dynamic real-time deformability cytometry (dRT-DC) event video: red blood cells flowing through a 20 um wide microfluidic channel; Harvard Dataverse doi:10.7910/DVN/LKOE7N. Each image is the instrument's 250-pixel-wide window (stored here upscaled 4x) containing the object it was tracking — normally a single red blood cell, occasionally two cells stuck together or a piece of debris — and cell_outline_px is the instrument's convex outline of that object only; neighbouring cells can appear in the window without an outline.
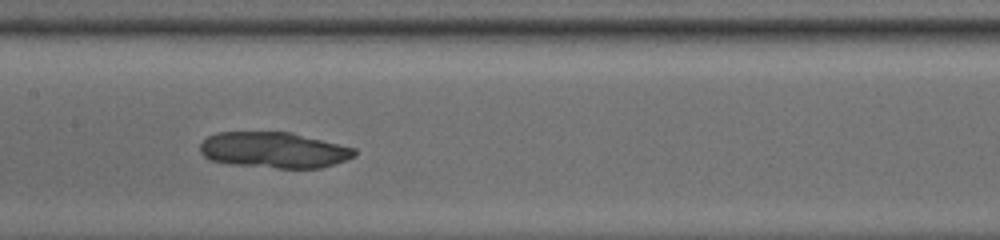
{"species": "common noctule bat (a hibernating species)", "species_latin": "Nyctalus noctula", "temperature_condition": "room temperature", "stored_images_in_passage": 32, "camera_frame_rate_fps": 3000, "um_per_image_px": 0.085, "animal": {"sex": "male", "body_mass_g": 13.0, "forearm_length_mm": 53.1}, "frame": {"image": 1, "passage_image": 10, "time_ms": 3.0, "image_size_px": [1000, 240], "cell_outline_px": [[356, 156], [320, 168], [276, 168], [232, 164], [212, 160], [204, 156], [200, 152], [200, 144], [208, 136], [216, 132], [292, 132], [356, 148]], "centroid_in_image_um": [23.29, 12.74], "position_along_channel_um": 184.1, "area_um2": 32.25}}
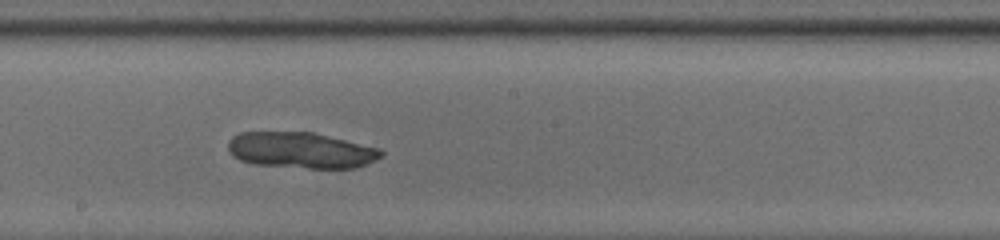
{"frame": {"image": 2, "passage_image": 13, "time_ms": 4.0, "image_size_px": [1000, 240], "cell_outline_px": [[384, 156], [356, 168], [308, 168], [252, 164], [240, 160], [232, 156], [228, 148], [228, 140], [232, 136], [240, 132], [312, 132], [380, 148], [384, 152]], "centroid_in_image_um": [25.57, 12.77], "position_along_channel_um": 222.6, "area_um2": 32.25}}